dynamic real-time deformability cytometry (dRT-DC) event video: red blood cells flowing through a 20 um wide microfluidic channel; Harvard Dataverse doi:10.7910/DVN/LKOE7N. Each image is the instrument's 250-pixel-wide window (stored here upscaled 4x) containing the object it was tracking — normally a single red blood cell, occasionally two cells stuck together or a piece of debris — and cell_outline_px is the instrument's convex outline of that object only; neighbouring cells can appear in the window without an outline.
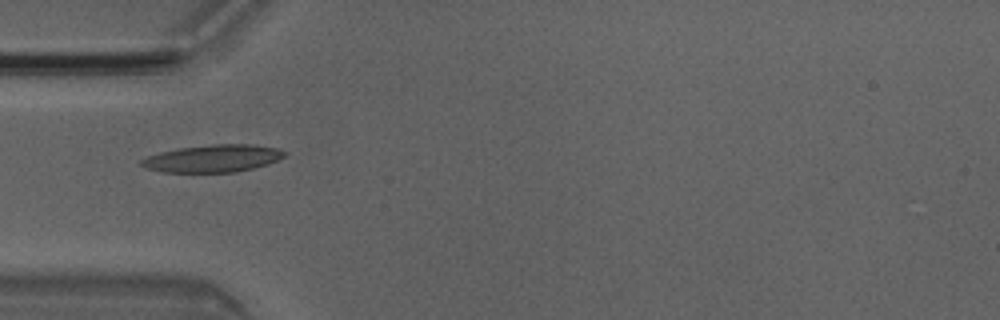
{"species": "Egyptian fruit bat (a non-hibernating species)", "species_latin": "Rousettus aegyptiacus", "temperature_condition": "room temperature", "stored_images_in_passage": 3, "camera_frame_rate_fps": 3000, "um_per_image_px": 0.085, "animal": {"sex": "male"}, "frame": {"image": 1, "passage_image": 3, "time_ms": 0.667, "image_size_px": [1000, 320], "cell_outline_px": [[288, 152], [284, 156], [268, 164], [236, 172], [164, 172], [148, 168], [140, 164], [140, 160], [148, 156], [160, 152], [180, 148], [212, 144], [252, 144], [280, 148]], "centroid_in_image_um": [18.14, 13.46], "position_along_channel_um": 66.9, "area_um2": 22.77}}